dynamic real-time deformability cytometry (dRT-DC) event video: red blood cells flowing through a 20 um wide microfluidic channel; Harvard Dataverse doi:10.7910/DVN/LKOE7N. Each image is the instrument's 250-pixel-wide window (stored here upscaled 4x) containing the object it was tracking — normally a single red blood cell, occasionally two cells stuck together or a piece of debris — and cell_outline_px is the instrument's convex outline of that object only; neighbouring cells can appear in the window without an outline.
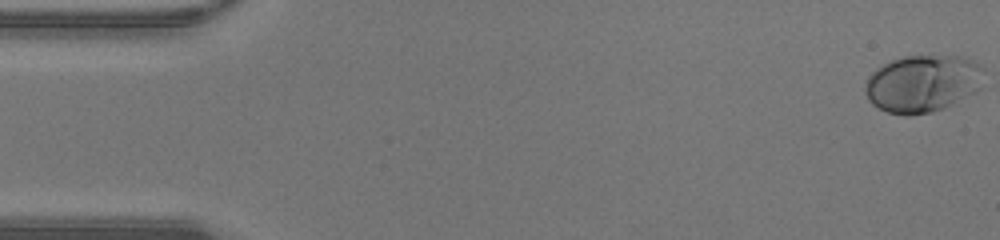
{"species": "human", "species_latin": "Homo sapiens", "temperature_condition": "warm", "stored_images_in_passage": 47, "camera_frame_rate_fps": 3000, "um_per_image_px": 0.085, "donor": {"sex": "male"}, "frame": {"image": 1, "passage_image": 1, "time_ms": 0.0, "image_size_px": [1000, 240], "cell_outline_px": [[984, 68], [980, 88], [976, 92], [944, 108], [932, 112], [908, 116], [904, 116], [888, 112], [872, 104], [868, 100], [864, 92], [864, 88], [868, 76], [876, 68], [892, 60], [904, 56], [956, 56], [968, 60]], "centroid_in_image_um": [78.39, 7.12], "position_along_channel_um": 6.6, "area_um2": 39.59}}
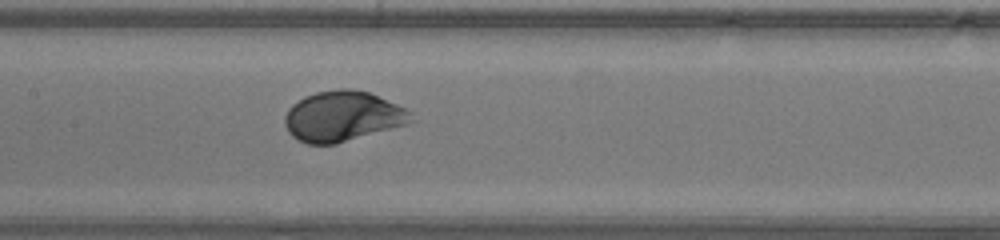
{"frame": {"image": 2, "passage_image": 23, "time_ms": 7.333, "image_size_px": [1000, 240], "cell_outline_px": [[412, 120], [408, 124], [336, 144], [308, 144], [296, 140], [288, 132], [284, 124], [284, 116], [288, 108], [292, 104], [304, 96], [316, 92], [340, 88], [352, 88], [368, 92], [396, 104], [412, 112]], "centroid_in_image_um": [29.08, 9.89], "position_along_channel_um": 178.3, "area_um2": 37.17}}
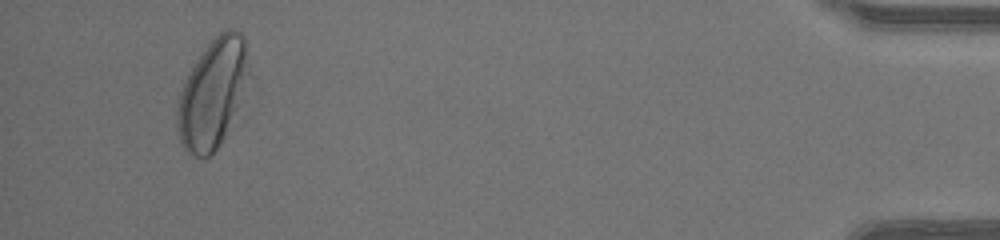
{"frame": {"image": 3, "passage_image": 45, "time_ms": 14.667, "image_size_px": [1000, 240], "cell_outline_px": [[244, 100], [224, 136], [216, 148], [208, 156], [196, 156], [184, 148], [180, 144], [176, 128], [176, 112], [180, 92], [196, 60], [208, 44], [220, 32], [228, 28], [232, 28], [240, 32], [244, 36]], "centroid_in_image_um": [18.02, 7.99], "position_along_channel_um": 417.2, "area_um2": 44.1}, "authors_computed_cell_mechanics": {"area_um2": 37.1076, "velocity_mm_per_s": 4.354, "shape_relaxation_time_tau1_ms": 1.709, "shape_relaxation_time_tau2_ms": null, "deformation_change_tau1": 0.1601, "deformation_change_tau2": null}}